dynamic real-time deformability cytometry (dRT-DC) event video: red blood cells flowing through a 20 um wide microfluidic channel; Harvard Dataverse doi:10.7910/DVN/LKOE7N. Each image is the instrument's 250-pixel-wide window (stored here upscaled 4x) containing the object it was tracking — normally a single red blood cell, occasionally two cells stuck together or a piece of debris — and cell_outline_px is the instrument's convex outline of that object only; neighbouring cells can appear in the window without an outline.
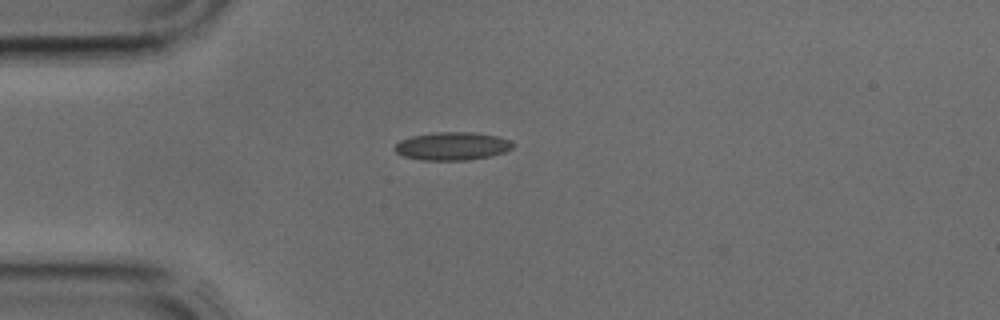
{"species": "common noctule bat (a hibernating species)", "species_latin": "Nyctalus noctula", "temperature_condition": "cold", "stored_images_in_passage": 1, "camera_frame_rate_fps": 3000, "um_per_image_px": 0.085, "animal": {"sex": "male", "body_mass_g": 17.9, "forearm_length_mm": 54.2}, "frame": {"image": 1, "passage_image": 1, "time_ms": 0.0, "image_size_px": [1000, 320], "cell_outline_px": [[516, 144], [512, 148], [504, 152], [492, 156], [468, 160], [420, 160], [404, 156], [396, 152], [392, 148], [400, 140], [412, 136], [432, 132], [472, 132], [500, 136], [512, 140]], "centroid_in_image_um": [38.48, 12.41], "position_along_channel_um": 46.5, "area_um2": 19.65}}